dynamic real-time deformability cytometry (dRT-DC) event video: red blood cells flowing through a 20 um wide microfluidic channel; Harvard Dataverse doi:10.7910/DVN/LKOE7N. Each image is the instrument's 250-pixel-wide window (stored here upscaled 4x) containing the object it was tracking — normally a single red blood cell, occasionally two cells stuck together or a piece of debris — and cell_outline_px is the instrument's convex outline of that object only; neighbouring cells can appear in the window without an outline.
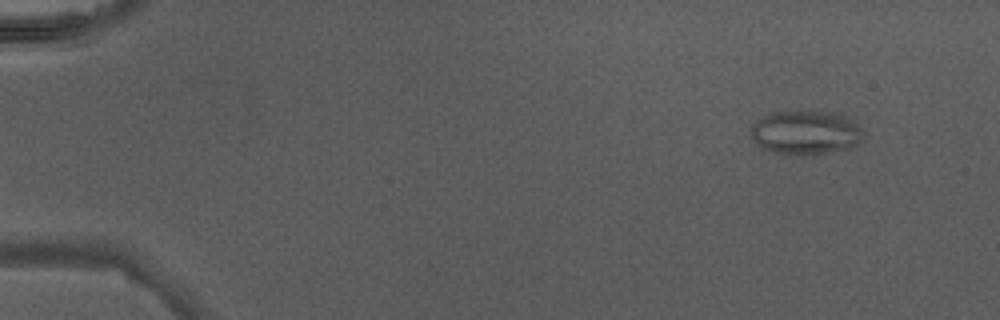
{"species": "Egyptian fruit bat (a non-hibernating species)", "species_latin": "Rousettus aegyptiacus", "temperature_condition": "warm", "stored_images_in_passage": 48, "camera_frame_rate_fps": 3000, "um_per_image_px": 0.085, "animal": {"sex": "male"}, "frame": {"image": 1, "passage_image": 5, "time_ms": 1.333, "image_size_px": [1000, 320], "cell_outline_px": [[864, 136], [856, 144], [848, 148], [828, 152], [788, 156], [772, 152], [756, 144], [752, 140], [752, 124], [756, 120], [772, 112], [840, 112], [848, 116], [864, 132]], "centroid_in_image_um": [68.47, 11.27], "position_along_channel_um": 16.5, "area_um2": 28.84}}
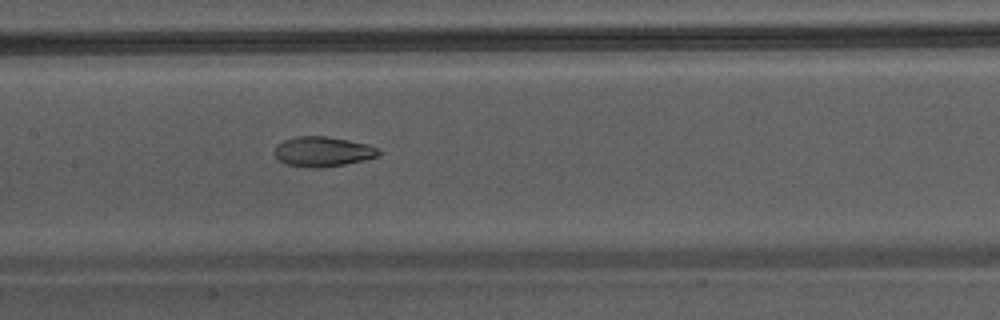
{"frame": {"image": 2, "passage_image": 25, "time_ms": 8.0, "image_size_px": [1000, 320], "cell_outline_px": [[380, 152], [376, 156], [364, 160], [344, 164], [320, 168], [312, 168], [284, 164], [276, 156], [276, 144], [284, 140], [296, 136], [328, 136], [368, 144], [376, 148]], "centroid_in_image_um": [27.41, 12.88], "position_along_channel_um": 180.0, "area_um2": 18.03}}
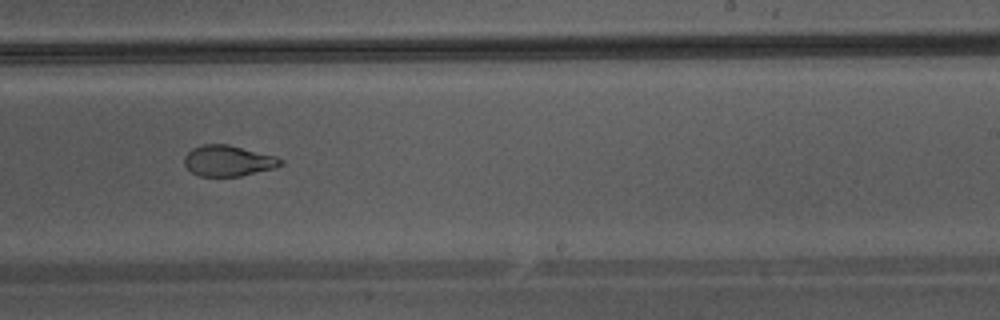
{"frame": {"image": 3, "passage_image": 31, "time_ms": 10.0, "image_size_px": [1000, 320], "cell_outline_px": [[284, 164], [272, 168], [240, 176], [200, 176], [192, 172], [184, 164], [184, 156], [192, 148], [204, 144], [228, 144], [276, 156], [284, 160]], "centroid_in_image_um": [19.39, 13.66], "position_along_channel_um": 269.6, "area_um2": 17.22}}